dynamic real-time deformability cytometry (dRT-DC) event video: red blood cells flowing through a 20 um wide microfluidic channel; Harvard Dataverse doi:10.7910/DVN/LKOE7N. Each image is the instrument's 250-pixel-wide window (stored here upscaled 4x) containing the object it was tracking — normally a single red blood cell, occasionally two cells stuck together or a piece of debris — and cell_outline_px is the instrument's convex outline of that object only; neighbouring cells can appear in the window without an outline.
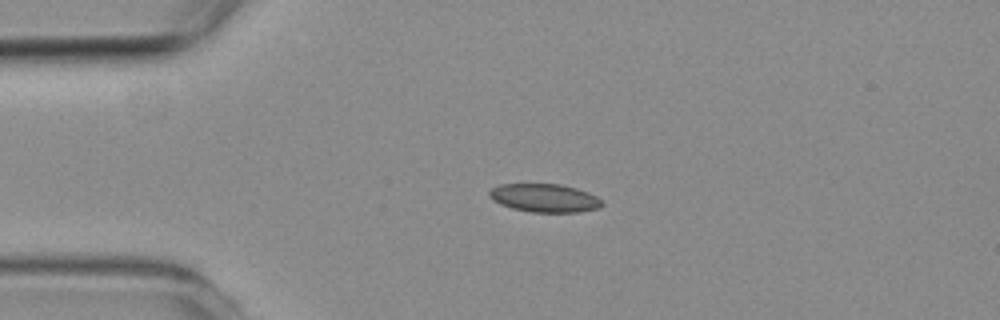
{"species": "common noctule bat (a hibernating species)", "species_latin": "Nyctalus noctula", "temperature_condition": "room temperature", "stored_images_in_passage": 5, "camera_frame_rate_fps": 3000, "um_per_image_px": 0.085, "animal": {"sex": "female", "body_mass_g": 19.3, "forearm_length_mm": 54.1}, "frame": {"image": 1, "passage_image": 1, "time_ms": 0.0, "image_size_px": [1000, 320], "cell_outline_px": [[604, 204], [600, 208], [580, 212], [532, 212], [512, 208], [500, 204], [492, 200], [488, 196], [488, 192], [492, 188], [500, 184], [560, 184], [576, 188], [588, 192], [596, 196]], "centroid_in_image_um": [46.28, 16.83], "position_along_channel_um": 38.7, "area_um2": 18.67}}
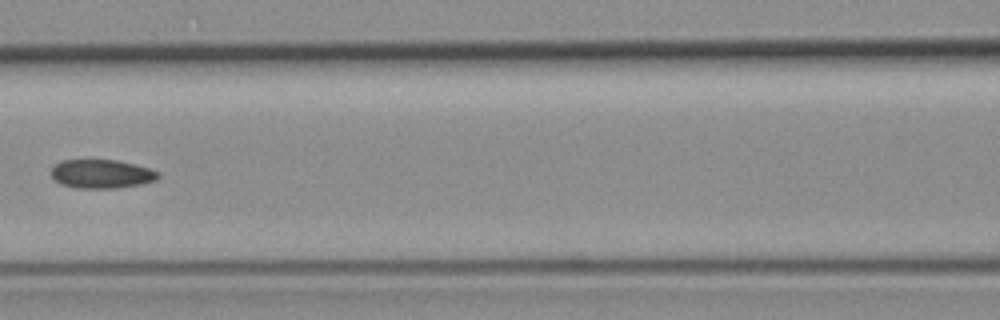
{"frame": {"image": 2, "passage_image": 4, "time_ms": 3.667, "image_size_px": [1000, 320], "cell_outline_px": [[160, 176], [156, 180], [140, 184], [116, 188], [76, 188], [60, 184], [52, 176], [52, 168], [60, 160], [116, 160], [136, 164], [148, 168], [156, 172]], "centroid_in_image_um": [8.61, 14.78], "position_along_channel_um": 158.0, "area_um2": 17.8}}
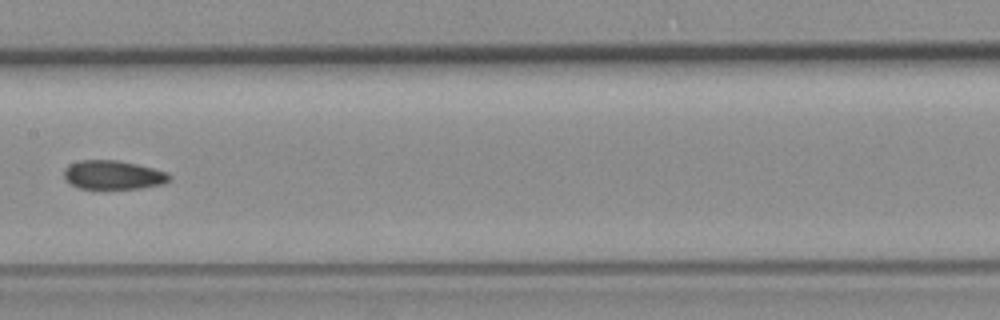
{"frame": {"image": 3, "passage_image": 5, "time_ms": 4.667, "image_size_px": [1000, 320], "cell_outline_px": [[172, 180], [164, 184], [140, 188], [80, 188], [64, 180], [64, 168], [68, 164], [80, 160], [116, 160], [136, 164], [168, 172], [172, 176]], "centroid_in_image_um": [9.63, 14.86], "position_along_channel_um": 197.8, "area_um2": 17.8}}